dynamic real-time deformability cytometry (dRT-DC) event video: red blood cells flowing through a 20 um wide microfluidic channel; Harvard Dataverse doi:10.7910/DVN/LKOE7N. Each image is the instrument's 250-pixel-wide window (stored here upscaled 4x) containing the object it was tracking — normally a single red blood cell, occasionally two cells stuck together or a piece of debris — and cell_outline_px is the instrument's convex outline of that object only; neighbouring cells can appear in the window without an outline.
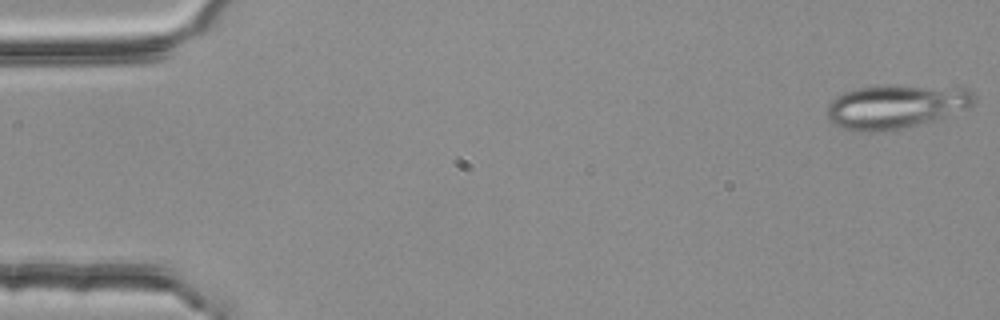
{"species": "common noctule bat (a hibernating species)", "species_latin": "Nyctalus noctula", "temperature_condition": "room temperature", "stored_images_in_passage": 4, "camera_frame_rate_fps": 3000, "um_per_image_px": 0.085, "animal": {"sex": "female", "body_mass_g": 25.1}, "frame": {"image": 1, "passage_image": 1, "time_ms": 0.0, "image_size_px": [1000, 320], "cell_outline_px": [[976, 100], [968, 108], [932, 120], [900, 128], [872, 132], [868, 132], [840, 128], [832, 124], [828, 120], [828, 104], [836, 96], [844, 92], [860, 88], [888, 84], [896, 84], [968, 88], [976, 96]], "centroid_in_image_um": [76.14, 9.02], "position_along_channel_um": 8.9, "area_um2": 37.63}}